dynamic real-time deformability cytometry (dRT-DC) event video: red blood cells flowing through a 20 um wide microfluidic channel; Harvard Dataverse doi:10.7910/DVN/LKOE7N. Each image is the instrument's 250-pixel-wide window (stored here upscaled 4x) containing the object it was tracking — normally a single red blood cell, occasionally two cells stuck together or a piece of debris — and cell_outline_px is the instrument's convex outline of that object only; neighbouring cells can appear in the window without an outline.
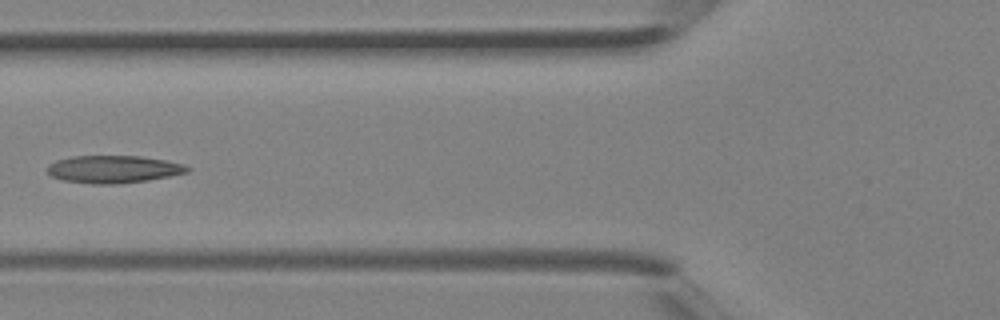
{"species": "Egyptian fruit bat (a non-hibernating species)", "species_latin": "Rousettus aegyptiacus", "temperature_condition": "room temperature", "stored_images_in_passage": 4, "camera_frame_rate_fps": 3000, "um_per_image_px": 0.085, "animal": {"sex": "female"}, "frame": {"image": 1, "passage_image": 4, "time_ms": 1.0, "image_size_px": [1000, 320], "cell_outline_px": [[192, 168], [188, 172], [148, 180], [116, 184], [92, 184], [60, 180], [52, 176], [48, 172], [48, 164], [56, 160], [72, 156], [140, 156], [164, 160], [184, 164]], "centroid_in_image_um": [9.63, 14.38], "position_along_channel_um": 116.2, "area_um2": 22.48}}